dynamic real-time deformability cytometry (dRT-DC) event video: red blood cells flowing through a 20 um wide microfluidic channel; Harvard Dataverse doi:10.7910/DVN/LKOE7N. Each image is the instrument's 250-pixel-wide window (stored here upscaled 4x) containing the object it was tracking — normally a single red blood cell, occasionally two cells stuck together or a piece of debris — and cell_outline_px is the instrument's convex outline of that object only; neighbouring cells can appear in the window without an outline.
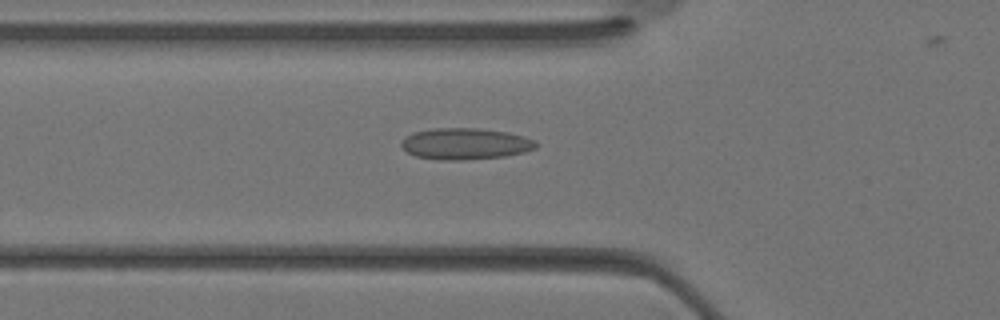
{"species": "Egyptian fruit bat (a non-hibernating species)", "species_latin": "Rousettus aegyptiacus", "temperature_condition": "warm", "stored_images_in_passage": 35, "camera_frame_rate_fps": 3000, "um_per_image_px": 0.085, "animal": {"sex": "female"}, "frame": {"image": 1, "passage_image": 12, "time_ms": 3.667, "image_size_px": [1000, 320], "cell_outline_px": [[536, 148], [524, 152], [504, 156], [464, 160], [444, 160], [416, 156], [400, 148], [400, 144], [404, 136], [412, 132], [432, 128], [476, 128], [504, 132], [524, 136], [536, 140]], "centroid_in_image_um": [39.5, 12.22], "position_along_channel_um": 86.3, "area_um2": 24.68}}
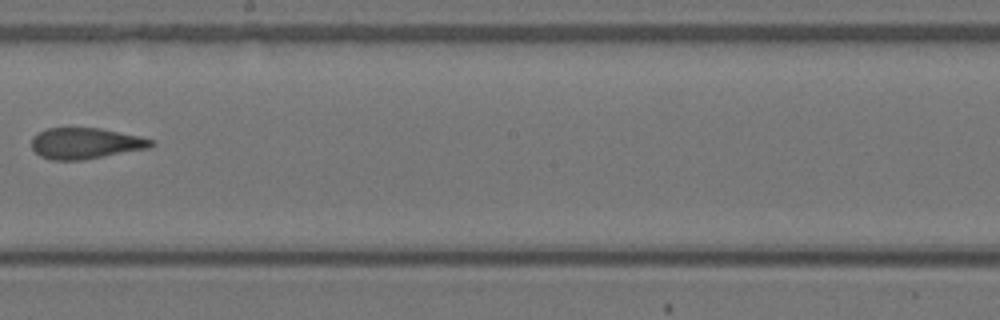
{"frame": {"image": 2, "passage_image": 20, "time_ms": 6.333, "image_size_px": [1000, 320], "cell_outline_px": [[156, 144], [152, 148], [84, 160], [52, 160], [40, 156], [32, 148], [32, 136], [36, 132], [48, 128], [100, 128], [140, 136], [156, 140]], "centroid_in_image_um": [7.32, 12.19], "position_along_channel_um": 240.9, "area_um2": 22.02}}
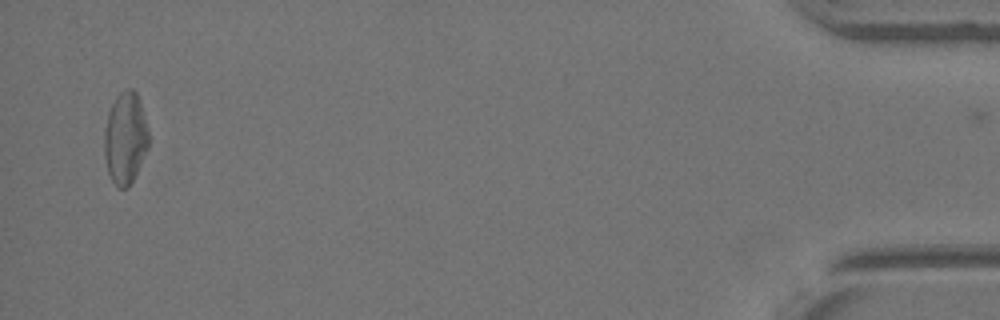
{"frame": {"image": 3, "passage_image": 34, "time_ms": 11.0, "image_size_px": [1000, 320], "cell_outline_px": [[148, 148], [128, 188], [120, 188], [112, 180], [108, 172], [104, 156], [104, 132], [108, 112], [116, 96], [120, 92], [128, 88], [132, 88], [136, 92], [148, 128]], "centroid_in_image_um": [10.63, 11.72], "position_along_channel_um": 424.6, "area_um2": 23.47}}